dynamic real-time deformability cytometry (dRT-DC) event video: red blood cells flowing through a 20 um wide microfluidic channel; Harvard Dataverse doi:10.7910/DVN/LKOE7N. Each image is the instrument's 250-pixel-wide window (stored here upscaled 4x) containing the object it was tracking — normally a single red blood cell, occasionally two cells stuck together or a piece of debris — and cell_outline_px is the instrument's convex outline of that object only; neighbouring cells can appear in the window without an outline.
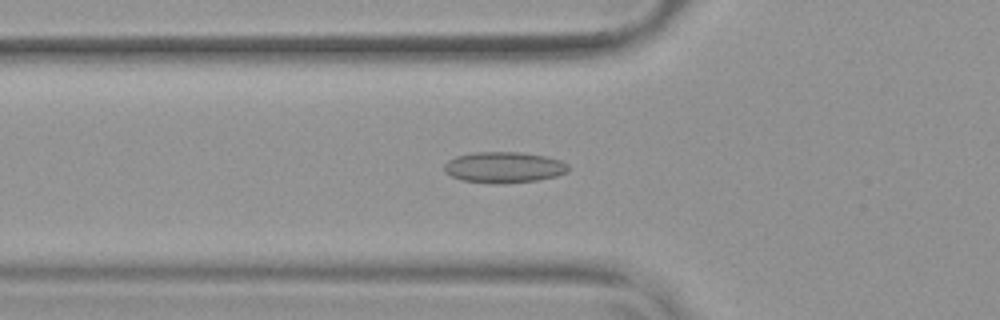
{"species": "common noctule bat (a hibernating species)", "species_latin": "Nyctalus noctula", "temperature_condition": "warm", "stored_images_in_passage": 53, "camera_frame_rate_fps": 3000, "um_per_image_px": 0.085, "animal": {"sex": "female", "body_mass_g": 19.9}, "frame": {"image": 1, "passage_image": 19, "time_ms": 6.0, "image_size_px": [1000, 320], "cell_outline_px": [[568, 172], [556, 176], [536, 180], [504, 184], [496, 184], [460, 180], [444, 172], [444, 164], [448, 160], [456, 156], [476, 152], [520, 152], [544, 156], [560, 160], [568, 164]], "centroid_in_image_um": [42.81, 14.23], "position_along_channel_um": 83.0, "area_um2": 22.48}}
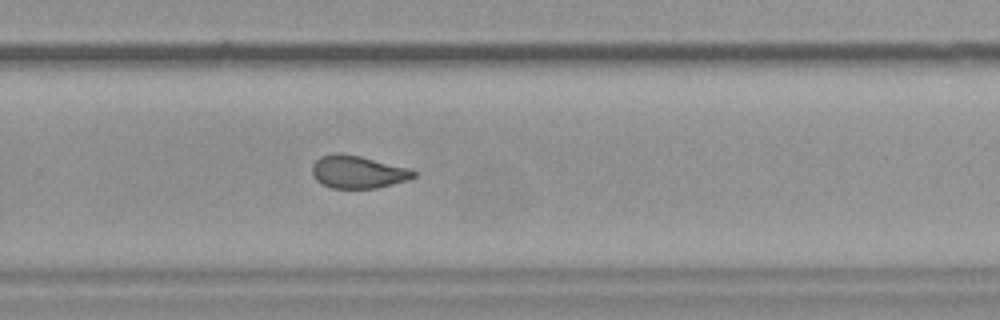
{"frame": {"image": 2, "passage_image": 36, "time_ms": 11.667, "image_size_px": [1000, 320], "cell_outline_px": [[416, 176], [408, 180], [376, 188], [332, 188], [316, 180], [312, 176], [312, 164], [320, 156], [332, 152], [340, 152], [360, 156], [408, 168], [416, 172]], "centroid_in_image_um": [30.38, 14.6], "position_along_channel_um": 299.4, "area_um2": 19.36}}
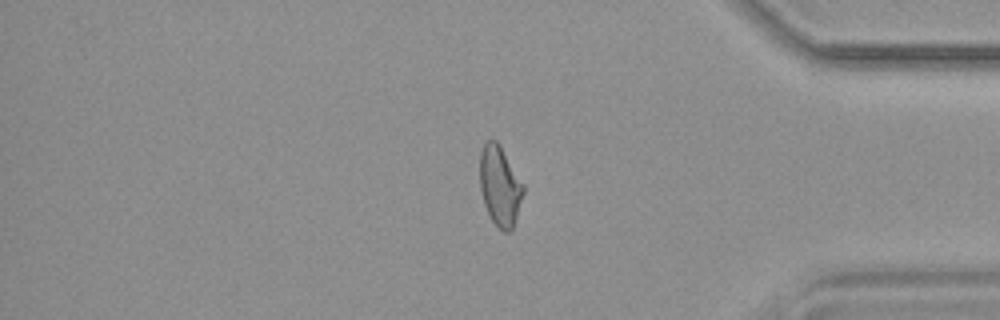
{"frame": {"image": 3, "passage_image": 45, "time_ms": 14.667, "image_size_px": [1000, 320], "cell_outline_px": [[524, 192], [512, 228], [508, 232], [504, 232], [492, 220], [484, 204], [480, 188], [480, 152], [484, 144], [488, 140], [496, 140], [500, 144], [524, 184]], "centroid_in_image_um": [42.49, 15.76], "position_along_channel_um": 392.7, "area_um2": 20.06}, "authors_computed_cell_mechanics": {"area_um2": 20.9236, "velocity_mm_per_s": 3.8214, "shape_relaxation_time_tau1_ms": null, "shape_relaxation_time_tau2_ms": 1.4656, "deformation_change_tau1": null, "deformation_change_tau2": 0.0721}}